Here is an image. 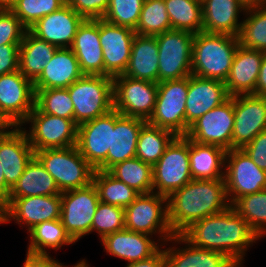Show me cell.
I'll return each instance as SVG.
<instances>
[{"mask_svg": "<svg viewBox=\"0 0 266 267\" xmlns=\"http://www.w3.org/2000/svg\"><path fill=\"white\" fill-rule=\"evenodd\" d=\"M181 235L192 245L223 253L244 267L246 252L259 236L231 206L224 212L193 222Z\"/></svg>", "mask_w": 266, "mask_h": 267, "instance_id": "cell-1", "label": "cell"}, {"mask_svg": "<svg viewBox=\"0 0 266 267\" xmlns=\"http://www.w3.org/2000/svg\"><path fill=\"white\" fill-rule=\"evenodd\" d=\"M230 206L224 178L193 179L168 197V222L174 234H181L193 222Z\"/></svg>", "mask_w": 266, "mask_h": 267, "instance_id": "cell-2", "label": "cell"}, {"mask_svg": "<svg viewBox=\"0 0 266 267\" xmlns=\"http://www.w3.org/2000/svg\"><path fill=\"white\" fill-rule=\"evenodd\" d=\"M239 38L201 31L194 35L192 75L225 82L229 76Z\"/></svg>", "mask_w": 266, "mask_h": 267, "instance_id": "cell-3", "label": "cell"}, {"mask_svg": "<svg viewBox=\"0 0 266 267\" xmlns=\"http://www.w3.org/2000/svg\"><path fill=\"white\" fill-rule=\"evenodd\" d=\"M35 157L52 175L60 192L83 188L93 182L95 169L77 146L35 151Z\"/></svg>", "mask_w": 266, "mask_h": 267, "instance_id": "cell-4", "label": "cell"}, {"mask_svg": "<svg viewBox=\"0 0 266 267\" xmlns=\"http://www.w3.org/2000/svg\"><path fill=\"white\" fill-rule=\"evenodd\" d=\"M74 105V121L79 126L113 109V78L83 75L67 87Z\"/></svg>", "mask_w": 266, "mask_h": 267, "instance_id": "cell-5", "label": "cell"}, {"mask_svg": "<svg viewBox=\"0 0 266 267\" xmlns=\"http://www.w3.org/2000/svg\"><path fill=\"white\" fill-rule=\"evenodd\" d=\"M124 209L125 228L129 231L157 235L162 245L175 235L168 222V197L155 192L140 194Z\"/></svg>", "mask_w": 266, "mask_h": 267, "instance_id": "cell-6", "label": "cell"}, {"mask_svg": "<svg viewBox=\"0 0 266 267\" xmlns=\"http://www.w3.org/2000/svg\"><path fill=\"white\" fill-rule=\"evenodd\" d=\"M153 192L169 197L193 180L190 170L189 139L176 136L152 166Z\"/></svg>", "mask_w": 266, "mask_h": 267, "instance_id": "cell-7", "label": "cell"}, {"mask_svg": "<svg viewBox=\"0 0 266 267\" xmlns=\"http://www.w3.org/2000/svg\"><path fill=\"white\" fill-rule=\"evenodd\" d=\"M27 124L29 129L26 130ZM34 151L67 148L77 144L78 125L74 120L42 113L36 106L22 123Z\"/></svg>", "mask_w": 266, "mask_h": 267, "instance_id": "cell-8", "label": "cell"}, {"mask_svg": "<svg viewBox=\"0 0 266 267\" xmlns=\"http://www.w3.org/2000/svg\"><path fill=\"white\" fill-rule=\"evenodd\" d=\"M188 85L189 76L159 82L154 110L147 123L170 130L176 136H185Z\"/></svg>", "mask_w": 266, "mask_h": 267, "instance_id": "cell-9", "label": "cell"}, {"mask_svg": "<svg viewBox=\"0 0 266 267\" xmlns=\"http://www.w3.org/2000/svg\"><path fill=\"white\" fill-rule=\"evenodd\" d=\"M35 106L33 82L19 70L0 76V126H21Z\"/></svg>", "mask_w": 266, "mask_h": 267, "instance_id": "cell-10", "label": "cell"}, {"mask_svg": "<svg viewBox=\"0 0 266 267\" xmlns=\"http://www.w3.org/2000/svg\"><path fill=\"white\" fill-rule=\"evenodd\" d=\"M159 49V82L192 74L194 34L171 29L156 35Z\"/></svg>", "mask_w": 266, "mask_h": 267, "instance_id": "cell-11", "label": "cell"}, {"mask_svg": "<svg viewBox=\"0 0 266 267\" xmlns=\"http://www.w3.org/2000/svg\"><path fill=\"white\" fill-rule=\"evenodd\" d=\"M224 181L232 205L238 198L266 189V171L243 149H231L226 151Z\"/></svg>", "mask_w": 266, "mask_h": 267, "instance_id": "cell-12", "label": "cell"}, {"mask_svg": "<svg viewBox=\"0 0 266 267\" xmlns=\"http://www.w3.org/2000/svg\"><path fill=\"white\" fill-rule=\"evenodd\" d=\"M99 202L93 182L86 187L61 193L60 219L75 242L91 234V224Z\"/></svg>", "mask_w": 266, "mask_h": 267, "instance_id": "cell-13", "label": "cell"}, {"mask_svg": "<svg viewBox=\"0 0 266 267\" xmlns=\"http://www.w3.org/2000/svg\"><path fill=\"white\" fill-rule=\"evenodd\" d=\"M158 83L119 75L113 78V109L148 120L154 110Z\"/></svg>", "mask_w": 266, "mask_h": 267, "instance_id": "cell-14", "label": "cell"}, {"mask_svg": "<svg viewBox=\"0 0 266 267\" xmlns=\"http://www.w3.org/2000/svg\"><path fill=\"white\" fill-rule=\"evenodd\" d=\"M233 126L234 101L230 97L195 120L185 136L197 143L216 145L227 151L232 149Z\"/></svg>", "mask_w": 266, "mask_h": 267, "instance_id": "cell-15", "label": "cell"}, {"mask_svg": "<svg viewBox=\"0 0 266 267\" xmlns=\"http://www.w3.org/2000/svg\"><path fill=\"white\" fill-rule=\"evenodd\" d=\"M114 109L78 126L77 148L95 169L107 171V153L111 149Z\"/></svg>", "mask_w": 266, "mask_h": 267, "instance_id": "cell-16", "label": "cell"}, {"mask_svg": "<svg viewBox=\"0 0 266 267\" xmlns=\"http://www.w3.org/2000/svg\"><path fill=\"white\" fill-rule=\"evenodd\" d=\"M231 98L234 101L232 149H242L266 130V97L248 94Z\"/></svg>", "mask_w": 266, "mask_h": 267, "instance_id": "cell-17", "label": "cell"}, {"mask_svg": "<svg viewBox=\"0 0 266 267\" xmlns=\"http://www.w3.org/2000/svg\"><path fill=\"white\" fill-rule=\"evenodd\" d=\"M35 156L21 126H0V163L6 184L12 188Z\"/></svg>", "mask_w": 266, "mask_h": 267, "instance_id": "cell-18", "label": "cell"}, {"mask_svg": "<svg viewBox=\"0 0 266 267\" xmlns=\"http://www.w3.org/2000/svg\"><path fill=\"white\" fill-rule=\"evenodd\" d=\"M135 35V31L131 28L114 25L104 19H99L104 76L114 78L123 75L128 66Z\"/></svg>", "mask_w": 266, "mask_h": 267, "instance_id": "cell-19", "label": "cell"}, {"mask_svg": "<svg viewBox=\"0 0 266 267\" xmlns=\"http://www.w3.org/2000/svg\"><path fill=\"white\" fill-rule=\"evenodd\" d=\"M7 211L8 223L15 221L28 232L39 223L61 218V194L8 198Z\"/></svg>", "mask_w": 266, "mask_h": 267, "instance_id": "cell-20", "label": "cell"}, {"mask_svg": "<svg viewBox=\"0 0 266 267\" xmlns=\"http://www.w3.org/2000/svg\"><path fill=\"white\" fill-rule=\"evenodd\" d=\"M168 243L172 245L164 248L165 245L168 246ZM177 244L182 247H178ZM162 248L165 253V267H239L227 255L196 247L181 234L173 235L162 245Z\"/></svg>", "mask_w": 266, "mask_h": 267, "instance_id": "cell-21", "label": "cell"}, {"mask_svg": "<svg viewBox=\"0 0 266 267\" xmlns=\"http://www.w3.org/2000/svg\"><path fill=\"white\" fill-rule=\"evenodd\" d=\"M229 98L225 82L200 78L191 74L185 107V135L195 120L220 106Z\"/></svg>", "mask_w": 266, "mask_h": 267, "instance_id": "cell-22", "label": "cell"}, {"mask_svg": "<svg viewBox=\"0 0 266 267\" xmlns=\"http://www.w3.org/2000/svg\"><path fill=\"white\" fill-rule=\"evenodd\" d=\"M84 20L66 3L59 10L39 19L28 30L37 38L57 48H70L78 27Z\"/></svg>", "mask_w": 266, "mask_h": 267, "instance_id": "cell-23", "label": "cell"}, {"mask_svg": "<svg viewBox=\"0 0 266 267\" xmlns=\"http://www.w3.org/2000/svg\"><path fill=\"white\" fill-rule=\"evenodd\" d=\"M155 239L153 236L124 228L106 235L100 241L109 256L123 259L128 264L153 256L162 247V244Z\"/></svg>", "mask_w": 266, "mask_h": 267, "instance_id": "cell-24", "label": "cell"}, {"mask_svg": "<svg viewBox=\"0 0 266 267\" xmlns=\"http://www.w3.org/2000/svg\"><path fill=\"white\" fill-rule=\"evenodd\" d=\"M84 75H103L104 59L99 38V19H85L78 27L72 46Z\"/></svg>", "mask_w": 266, "mask_h": 267, "instance_id": "cell-25", "label": "cell"}, {"mask_svg": "<svg viewBox=\"0 0 266 267\" xmlns=\"http://www.w3.org/2000/svg\"><path fill=\"white\" fill-rule=\"evenodd\" d=\"M263 54V51L238 45L229 76L225 81L230 97L255 93Z\"/></svg>", "mask_w": 266, "mask_h": 267, "instance_id": "cell-26", "label": "cell"}, {"mask_svg": "<svg viewBox=\"0 0 266 267\" xmlns=\"http://www.w3.org/2000/svg\"><path fill=\"white\" fill-rule=\"evenodd\" d=\"M245 12L238 0H202L203 31L238 37Z\"/></svg>", "mask_w": 266, "mask_h": 267, "instance_id": "cell-27", "label": "cell"}, {"mask_svg": "<svg viewBox=\"0 0 266 267\" xmlns=\"http://www.w3.org/2000/svg\"><path fill=\"white\" fill-rule=\"evenodd\" d=\"M146 122L141 118L122 115L114 109V130L111 149L107 153V171L115 164L135 157L139 133Z\"/></svg>", "mask_w": 266, "mask_h": 267, "instance_id": "cell-28", "label": "cell"}, {"mask_svg": "<svg viewBox=\"0 0 266 267\" xmlns=\"http://www.w3.org/2000/svg\"><path fill=\"white\" fill-rule=\"evenodd\" d=\"M83 75L71 48H58L41 75L33 82V87L34 89L67 88Z\"/></svg>", "mask_w": 266, "mask_h": 267, "instance_id": "cell-29", "label": "cell"}, {"mask_svg": "<svg viewBox=\"0 0 266 267\" xmlns=\"http://www.w3.org/2000/svg\"><path fill=\"white\" fill-rule=\"evenodd\" d=\"M123 75L159 83V49L156 36H134L131 56Z\"/></svg>", "mask_w": 266, "mask_h": 267, "instance_id": "cell-30", "label": "cell"}, {"mask_svg": "<svg viewBox=\"0 0 266 267\" xmlns=\"http://www.w3.org/2000/svg\"><path fill=\"white\" fill-rule=\"evenodd\" d=\"M57 49L56 46L37 38L27 30L19 46V71L34 82Z\"/></svg>", "mask_w": 266, "mask_h": 267, "instance_id": "cell-31", "label": "cell"}, {"mask_svg": "<svg viewBox=\"0 0 266 267\" xmlns=\"http://www.w3.org/2000/svg\"><path fill=\"white\" fill-rule=\"evenodd\" d=\"M226 150L189 140L190 170L193 179L224 178Z\"/></svg>", "mask_w": 266, "mask_h": 267, "instance_id": "cell-32", "label": "cell"}, {"mask_svg": "<svg viewBox=\"0 0 266 267\" xmlns=\"http://www.w3.org/2000/svg\"><path fill=\"white\" fill-rule=\"evenodd\" d=\"M61 194L52 175L34 156L10 190L8 198Z\"/></svg>", "mask_w": 266, "mask_h": 267, "instance_id": "cell-33", "label": "cell"}, {"mask_svg": "<svg viewBox=\"0 0 266 267\" xmlns=\"http://www.w3.org/2000/svg\"><path fill=\"white\" fill-rule=\"evenodd\" d=\"M27 233L30 239L26 251L32 254L50 255L49 249L60 251L63 246L76 243L67 233L61 219L39 223Z\"/></svg>", "mask_w": 266, "mask_h": 267, "instance_id": "cell-34", "label": "cell"}, {"mask_svg": "<svg viewBox=\"0 0 266 267\" xmlns=\"http://www.w3.org/2000/svg\"><path fill=\"white\" fill-rule=\"evenodd\" d=\"M171 28L197 34L203 31L202 1L164 0Z\"/></svg>", "mask_w": 266, "mask_h": 267, "instance_id": "cell-35", "label": "cell"}, {"mask_svg": "<svg viewBox=\"0 0 266 267\" xmlns=\"http://www.w3.org/2000/svg\"><path fill=\"white\" fill-rule=\"evenodd\" d=\"M108 172L140 194L153 192L152 165L137 157L115 164Z\"/></svg>", "mask_w": 266, "mask_h": 267, "instance_id": "cell-36", "label": "cell"}, {"mask_svg": "<svg viewBox=\"0 0 266 267\" xmlns=\"http://www.w3.org/2000/svg\"><path fill=\"white\" fill-rule=\"evenodd\" d=\"M175 137L172 131L146 122L139 133L135 157L153 166Z\"/></svg>", "mask_w": 266, "mask_h": 267, "instance_id": "cell-37", "label": "cell"}, {"mask_svg": "<svg viewBox=\"0 0 266 267\" xmlns=\"http://www.w3.org/2000/svg\"><path fill=\"white\" fill-rule=\"evenodd\" d=\"M93 184L96 186L101 202L122 208L129 206L140 195L108 171L95 170Z\"/></svg>", "mask_w": 266, "mask_h": 267, "instance_id": "cell-38", "label": "cell"}, {"mask_svg": "<svg viewBox=\"0 0 266 267\" xmlns=\"http://www.w3.org/2000/svg\"><path fill=\"white\" fill-rule=\"evenodd\" d=\"M239 33V44L244 48L266 52V3L246 9Z\"/></svg>", "mask_w": 266, "mask_h": 267, "instance_id": "cell-39", "label": "cell"}, {"mask_svg": "<svg viewBox=\"0 0 266 267\" xmlns=\"http://www.w3.org/2000/svg\"><path fill=\"white\" fill-rule=\"evenodd\" d=\"M231 207L248 222L260 239L266 236V189L238 198Z\"/></svg>", "mask_w": 266, "mask_h": 267, "instance_id": "cell-40", "label": "cell"}, {"mask_svg": "<svg viewBox=\"0 0 266 267\" xmlns=\"http://www.w3.org/2000/svg\"><path fill=\"white\" fill-rule=\"evenodd\" d=\"M171 29L164 0H144L135 33L141 36H156Z\"/></svg>", "mask_w": 266, "mask_h": 267, "instance_id": "cell-41", "label": "cell"}, {"mask_svg": "<svg viewBox=\"0 0 266 267\" xmlns=\"http://www.w3.org/2000/svg\"><path fill=\"white\" fill-rule=\"evenodd\" d=\"M35 106L49 115L74 120V105L67 88L34 89Z\"/></svg>", "mask_w": 266, "mask_h": 267, "instance_id": "cell-42", "label": "cell"}, {"mask_svg": "<svg viewBox=\"0 0 266 267\" xmlns=\"http://www.w3.org/2000/svg\"><path fill=\"white\" fill-rule=\"evenodd\" d=\"M124 228L125 209L100 201L91 224V233L95 231L100 236L99 239L102 240L106 235Z\"/></svg>", "mask_w": 266, "mask_h": 267, "instance_id": "cell-43", "label": "cell"}, {"mask_svg": "<svg viewBox=\"0 0 266 267\" xmlns=\"http://www.w3.org/2000/svg\"><path fill=\"white\" fill-rule=\"evenodd\" d=\"M65 4L63 0H19L11 11L29 29L39 19L59 10Z\"/></svg>", "mask_w": 266, "mask_h": 267, "instance_id": "cell-44", "label": "cell"}, {"mask_svg": "<svg viewBox=\"0 0 266 267\" xmlns=\"http://www.w3.org/2000/svg\"><path fill=\"white\" fill-rule=\"evenodd\" d=\"M143 3L144 0H109L108 9L102 19L135 31Z\"/></svg>", "mask_w": 266, "mask_h": 267, "instance_id": "cell-45", "label": "cell"}, {"mask_svg": "<svg viewBox=\"0 0 266 267\" xmlns=\"http://www.w3.org/2000/svg\"><path fill=\"white\" fill-rule=\"evenodd\" d=\"M27 30L11 10L0 9V46L21 44Z\"/></svg>", "mask_w": 266, "mask_h": 267, "instance_id": "cell-46", "label": "cell"}, {"mask_svg": "<svg viewBox=\"0 0 266 267\" xmlns=\"http://www.w3.org/2000/svg\"><path fill=\"white\" fill-rule=\"evenodd\" d=\"M67 4L84 19H102L105 15L109 0H69Z\"/></svg>", "mask_w": 266, "mask_h": 267, "instance_id": "cell-47", "label": "cell"}, {"mask_svg": "<svg viewBox=\"0 0 266 267\" xmlns=\"http://www.w3.org/2000/svg\"><path fill=\"white\" fill-rule=\"evenodd\" d=\"M20 44H4L0 46V76L19 70Z\"/></svg>", "mask_w": 266, "mask_h": 267, "instance_id": "cell-48", "label": "cell"}, {"mask_svg": "<svg viewBox=\"0 0 266 267\" xmlns=\"http://www.w3.org/2000/svg\"><path fill=\"white\" fill-rule=\"evenodd\" d=\"M256 165L266 171V130L242 148Z\"/></svg>", "mask_w": 266, "mask_h": 267, "instance_id": "cell-49", "label": "cell"}, {"mask_svg": "<svg viewBox=\"0 0 266 267\" xmlns=\"http://www.w3.org/2000/svg\"><path fill=\"white\" fill-rule=\"evenodd\" d=\"M63 263L51 255L32 254L26 252L22 267H60Z\"/></svg>", "mask_w": 266, "mask_h": 267, "instance_id": "cell-50", "label": "cell"}, {"mask_svg": "<svg viewBox=\"0 0 266 267\" xmlns=\"http://www.w3.org/2000/svg\"><path fill=\"white\" fill-rule=\"evenodd\" d=\"M125 267H165V253L162 247L150 258L131 262L126 264Z\"/></svg>", "mask_w": 266, "mask_h": 267, "instance_id": "cell-51", "label": "cell"}, {"mask_svg": "<svg viewBox=\"0 0 266 267\" xmlns=\"http://www.w3.org/2000/svg\"><path fill=\"white\" fill-rule=\"evenodd\" d=\"M254 95L266 97V52H264L261 61Z\"/></svg>", "mask_w": 266, "mask_h": 267, "instance_id": "cell-52", "label": "cell"}, {"mask_svg": "<svg viewBox=\"0 0 266 267\" xmlns=\"http://www.w3.org/2000/svg\"><path fill=\"white\" fill-rule=\"evenodd\" d=\"M10 190L11 188L5 182L2 165L0 163V198L7 201L10 194Z\"/></svg>", "mask_w": 266, "mask_h": 267, "instance_id": "cell-53", "label": "cell"}, {"mask_svg": "<svg viewBox=\"0 0 266 267\" xmlns=\"http://www.w3.org/2000/svg\"><path fill=\"white\" fill-rule=\"evenodd\" d=\"M8 223L7 201L0 198V224Z\"/></svg>", "mask_w": 266, "mask_h": 267, "instance_id": "cell-54", "label": "cell"}, {"mask_svg": "<svg viewBox=\"0 0 266 267\" xmlns=\"http://www.w3.org/2000/svg\"><path fill=\"white\" fill-rule=\"evenodd\" d=\"M246 9L260 7L266 0H238Z\"/></svg>", "mask_w": 266, "mask_h": 267, "instance_id": "cell-55", "label": "cell"}, {"mask_svg": "<svg viewBox=\"0 0 266 267\" xmlns=\"http://www.w3.org/2000/svg\"><path fill=\"white\" fill-rule=\"evenodd\" d=\"M19 0H0V9H9L11 10L12 7L18 2Z\"/></svg>", "mask_w": 266, "mask_h": 267, "instance_id": "cell-56", "label": "cell"}, {"mask_svg": "<svg viewBox=\"0 0 266 267\" xmlns=\"http://www.w3.org/2000/svg\"><path fill=\"white\" fill-rule=\"evenodd\" d=\"M60 267H69V265L62 264ZM70 267H90V264H88L86 259L79 260L75 265Z\"/></svg>", "mask_w": 266, "mask_h": 267, "instance_id": "cell-57", "label": "cell"}]
</instances>
